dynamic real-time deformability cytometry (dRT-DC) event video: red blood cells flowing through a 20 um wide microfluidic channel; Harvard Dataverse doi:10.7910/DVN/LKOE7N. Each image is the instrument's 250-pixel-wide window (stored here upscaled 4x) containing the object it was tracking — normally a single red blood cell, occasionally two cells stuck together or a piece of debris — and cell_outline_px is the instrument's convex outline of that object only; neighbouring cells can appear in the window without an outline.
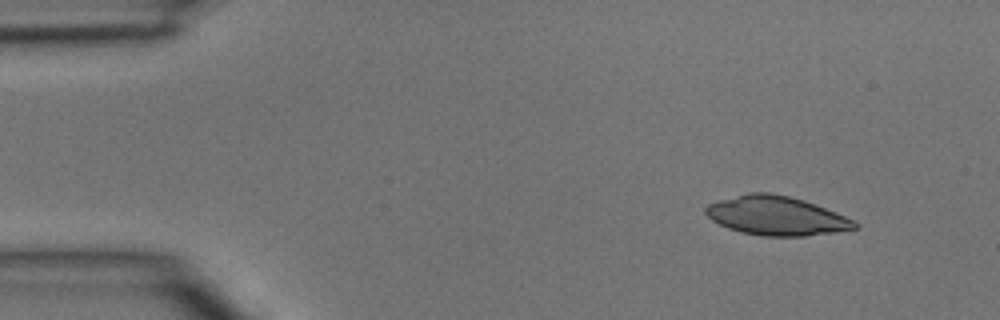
{"species": "common noctule bat (a hibernating species)", "species_latin": "Nyctalus noctula", "temperature_condition": "room temperature", "stored_images_in_passage": 9, "camera_frame_rate_fps": 3000, "um_per_image_px": 0.085, "animal": {"sex": "male", "body_mass_g": 15.6}, "frame": {"image": 1, "passage_image": 1, "time_ms": 0.0, "image_size_px": [1000, 320], "cell_outline_px": [[860, 228], [836, 232], [804, 236], [760, 236], [740, 232], [728, 228], [712, 220], [704, 212], [704, 208], [708, 204], [716, 200], [748, 192], [768, 192], [788, 196], [804, 200], [844, 216], [860, 224]], "centroid_in_image_um": [65.95, 18.34], "position_along_channel_um": 19.0, "area_um2": 33.99}}